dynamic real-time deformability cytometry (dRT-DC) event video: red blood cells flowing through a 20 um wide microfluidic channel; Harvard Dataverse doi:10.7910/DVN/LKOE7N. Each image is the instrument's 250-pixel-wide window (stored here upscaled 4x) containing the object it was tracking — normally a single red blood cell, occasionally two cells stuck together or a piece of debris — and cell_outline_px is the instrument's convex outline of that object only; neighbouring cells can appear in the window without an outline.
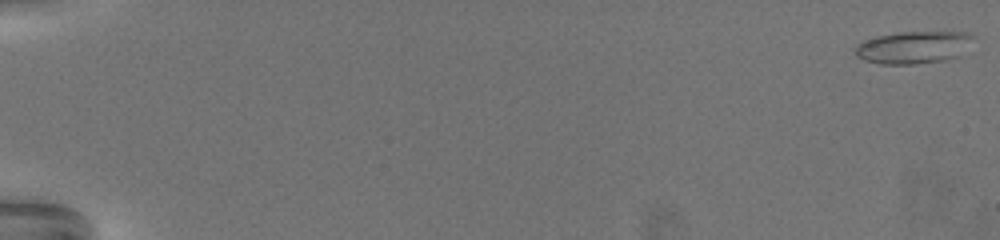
{"species": "common noctule bat (a hibernating species)", "species_latin": "Nyctalus noctula", "temperature_condition": "warm", "stored_images_in_passage": 72, "camera_frame_rate_fps": 3000, "um_per_image_px": 0.085, "animal": {"sex": "female", "body_mass_g": 19.5, "forearm_length_mm": 54.1}, "frame": {"image": 1, "passage_image": 1, "time_ms": 0.0, "image_size_px": [1000, 240], "cell_outline_px": [[976, 36], [960, 56], [944, 60], [912, 64], [880, 64], [864, 60], [856, 56], [856, 44], [864, 40], [876, 36], [896, 32], [968, 32]], "centroid_in_image_um": [77.65, 4.01], "position_along_channel_um": 7.3, "area_um2": 22.43}}
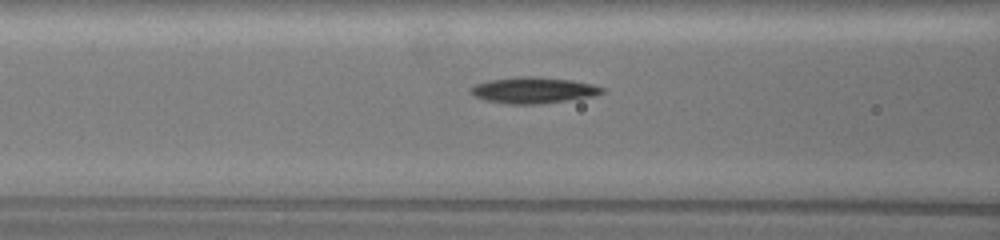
{"frame": {"image": 2, "passage_image": 33, "time_ms": 10.667, "image_size_px": [1000, 240], "cell_outline_px": [[604, 92], [592, 96], [536, 104], [512, 104], [488, 100], [476, 96], [472, 92], [472, 88], [476, 84], [488, 80], [520, 76], [532, 76], [572, 80], [592, 84], [604, 88]], "centroid_in_image_um": [45.36, 7.65], "position_along_channel_um": 121.2, "area_um2": 19.48}}
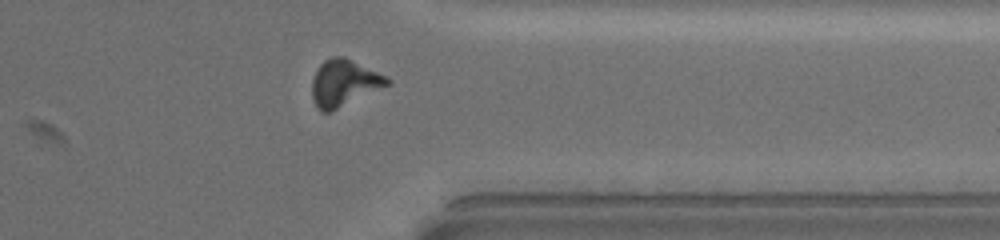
{"frame": {"image": 3, "passage_image": 59, "time_ms": 19.333, "image_size_px": [1000, 240], "cell_outline_px": [[392, 84], [328, 112], [320, 112], [316, 108], [312, 96], [312, 80], [320, 64], [324, 60], [332, 56], [344, 56], [392, 80]], "centroid_in_image_um": [29.22, 7.05], "position_along_channel_um": 382.2, "area_um2": 20.17}, "authors_computed_cell_mechanics": {"area_um2": 19.363, "velocity_mm_per_s": 3.0435, "shape_relaxation_time_tau1_ms": 3.7088, "shape_relaxation_time_tau2_ms": 5.3473, "deformation_change_tau1": 0.1593, "deformation_change_tau2": 0.1182}}